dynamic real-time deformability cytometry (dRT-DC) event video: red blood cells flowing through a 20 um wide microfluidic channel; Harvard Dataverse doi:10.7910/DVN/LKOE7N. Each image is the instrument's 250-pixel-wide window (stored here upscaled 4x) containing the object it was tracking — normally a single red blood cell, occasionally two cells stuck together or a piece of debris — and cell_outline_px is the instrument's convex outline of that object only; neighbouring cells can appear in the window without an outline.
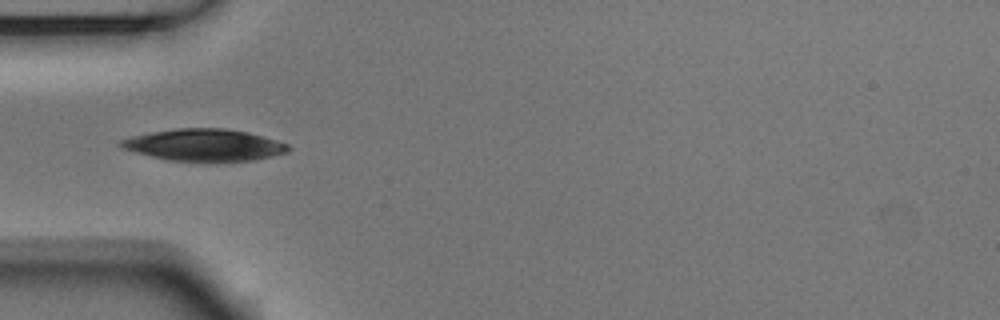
{"species": "Egyptian fruit bat (a non-hibernating species)", "species_latin": "Rousettus aegyptiacus", "temperature_condition": "room temperature", "stored_images_in_passage": 14, "camera_frame_rate_fps": 3000, "um_per_image_px": 0.085, "animal": {"sex": "male"}, "frame": {"image": 1, "passage_image": 5, "time_ms": 1.333, "image_size_px": [1000, 320], "cell_outline_px": [[292, 148], [288, 152], [256, 160], [216, 164], [208, 164], [168, 160], [136, 152], [124, 148], [120, 144], [120, 140], [132, 136], [152, 132], [180, 128], [224, 128], [248, 132], [276, 140], [288, 144]], "centroid_in_image_um": [17.44, 12.37], "position_along_channel_um": 67.6, "area_um2": 31.91}}